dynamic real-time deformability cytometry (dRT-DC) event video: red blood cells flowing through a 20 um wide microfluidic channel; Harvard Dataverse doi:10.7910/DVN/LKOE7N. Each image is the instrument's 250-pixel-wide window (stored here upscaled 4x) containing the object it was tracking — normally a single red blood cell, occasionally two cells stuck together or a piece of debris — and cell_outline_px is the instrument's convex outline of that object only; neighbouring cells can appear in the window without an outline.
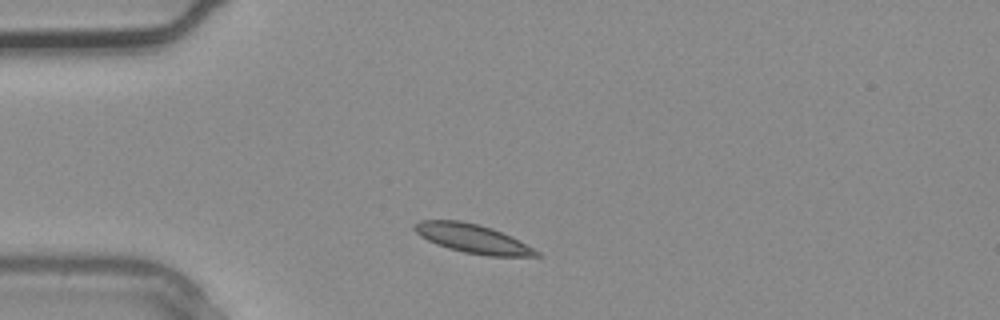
{"species": "common noctule bat (a hibernating species)", "species_latin": "Nyctalus noctula", "temperature_condition": "warm", "stored_images_in_passage": 1, "camera_frame_rate_fps": 3000, "um_per_image_px": 0.085, "animal": {"sex": "male", "body_mass_g": 20.4}, "frame": {"image": 1, "passage_image": 1, "time_ms": 0.0, "image_size_px": [1000, 320], "cell_outline_px": [[544, 256], [488, 256], [464, 252], [448, 248], [436, 244], [420, 236], [412, 228], [412, 224], [420, 220], [460, 220], [492, 228], [512, 236], [540, 252]], "centroid_in_image_um": [40.16, 20.27], "position_along_channel_um": 44.8, "area_um2": 20.58}}